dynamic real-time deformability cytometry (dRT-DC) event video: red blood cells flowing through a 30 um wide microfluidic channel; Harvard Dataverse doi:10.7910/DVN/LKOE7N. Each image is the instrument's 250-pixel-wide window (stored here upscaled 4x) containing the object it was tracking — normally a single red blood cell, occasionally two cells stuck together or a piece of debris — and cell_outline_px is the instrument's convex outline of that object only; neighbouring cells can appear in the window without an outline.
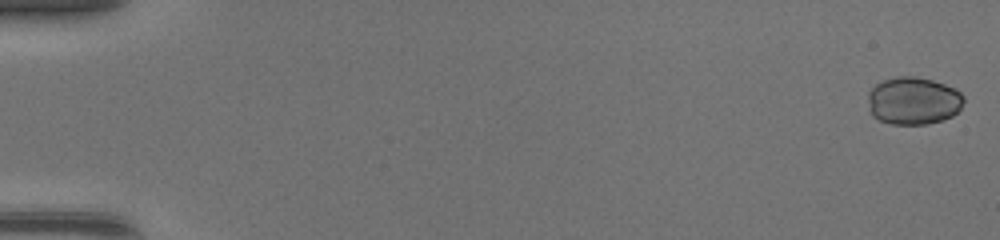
{"species": "common noctule bat (a hibernating species)", "species_latin": "Nyctalus noctula", "temperature_condition": "warm", "stored_images_in_passage": 49, "camera_frame_rate_fps": 3000, "um_per_image_px": 0.085, "animal": {"sex": "female", "body_mass_g": 17.0, "forearm_length_mm": 48.0}, "frame": {"image": 1, "passage_image": 1, "time_ms": 0.0, "image_size_px": [1000, 240], "cell_outline_px": [[964, 100], [960, 108], [952, 116], [928, 124], [892, 124], [880, 120], [872, 116], [868, 100], [868, 92], [876, 84], [884, 80], [896, 76], [916, 76], [932, 80], [956, 88], [964, 96]], "centroid_in_image_um": [77.64, 8.56], "position_along_channel_um": 7.4, "area_um2": 26.59}}
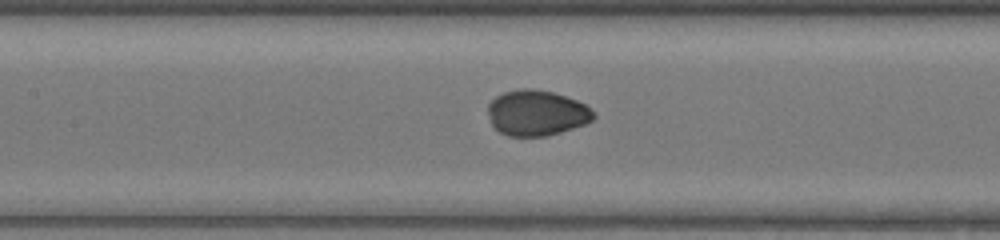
{"frame": {"image": 2, "passage_image": 24, "time_ms": 7.667, "image_size_px": [1000, 240], "cell_outline_px": [[596, 116], [592, 120], [584, 124], [560, 132], [544, 136], [508, 136], [500, 132], [492, 124], [488, 112], [488, 104], [496, 96], [504, 92], [520, 88], [532, 88], [552, 92], [576, 100], [584, 104]], "centroid_in_image_um": [45.58, 9.59], "position_along_channel_um": 161.8, "area_um2": 27.74}}
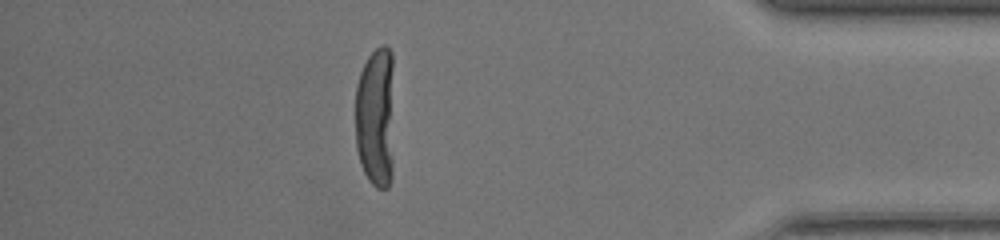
{"frame": {"image": 3, "passage_image": 43, "time_ms": 14.0, "image_size_px": [1000, 240], "cell_outline_px": [[392, 176], [388, 188], [376, 188], [368, 180], [360, 164], [356, 148], [356, 84], [360, 72], [368, 56], [380, 44], [388, 44], [392, 52]], "centroid_in_image_um": [31.92, 9.94], "position_along_channel_um": 403.3, "area_um2": 32.43}, "authors_computed_cell_mechanics": {"area_um2": 28.2064, "velocity_mm_per_s": 4.3922, "shape_relaxation_time_tau1_ms": 4.6482, "shape_relaxation_time_tau2_ms": null, "deformation_change_tau1": 0.1646, "deformation_change_tau2": null}}